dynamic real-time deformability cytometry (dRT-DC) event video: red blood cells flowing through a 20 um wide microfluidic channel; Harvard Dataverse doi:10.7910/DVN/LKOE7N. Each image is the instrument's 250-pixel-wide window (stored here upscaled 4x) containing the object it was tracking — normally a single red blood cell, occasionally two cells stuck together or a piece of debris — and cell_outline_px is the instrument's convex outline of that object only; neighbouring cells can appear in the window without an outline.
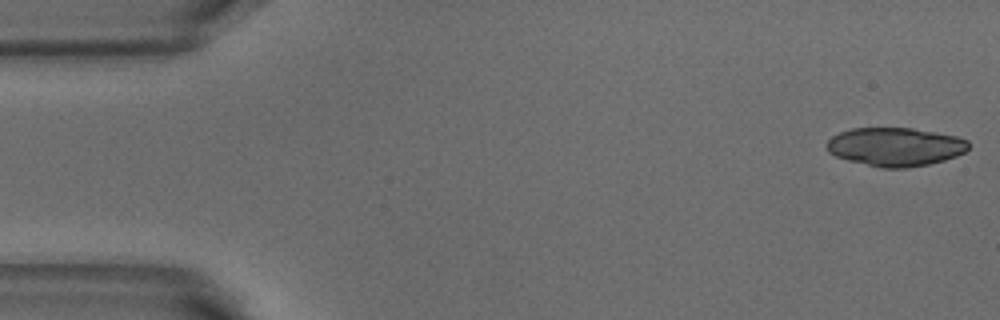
{"species": "common noctule bat (a hibernating species)", "species_latin": "Nyctalus noctula", "temperature_condition": "warm", "stored_images_in_passage": 35, "camera_frame_rate_fps": 3000, "um_per_image_px": 0.085, "animal": {"sex": "male", "body_mass_g": 18.8}, "frame": {"image": 1, "passage_image": 1, "time_ms": 0.0, "image_size_px": [1000, 320], "cell_outline_px": [[968, 148], [964, 152], [956, 156], [944, 160], [928, 164], [908, 168], [880, 168], [848, 160], [836, 156], [828, 152], [824, 144], [832, 136], [840, 132], [852, 128], [912, 128], [936, 132], [956, 136], [968, 140]], "centroid_in_image_um": [76.07, 12.48], "position_along_channel_um": 8.9, "area_um2": 31.96}}
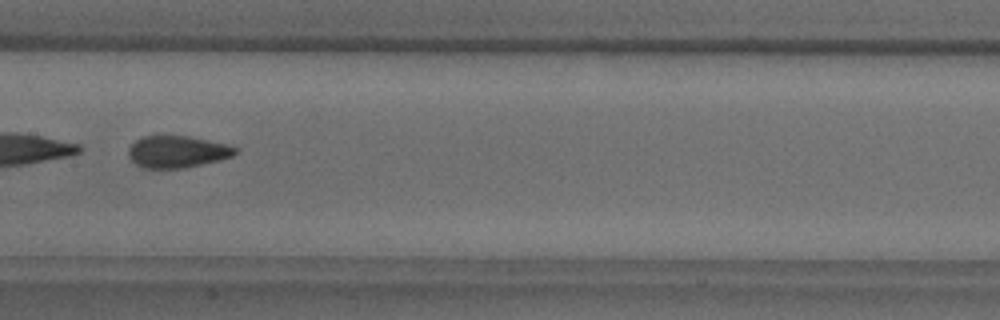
{"frame": {"image": 2, "passage_image": 25, "time_ms": 8.0, "image_size_px": [1000, 320], "cell_outline_px": [[240, 148], [232, 156], [220, 160], [184, 168], [144, 168], [136, 164], [128, 156], [128, 148], [140, 136], [188, 136], [224, 144]], "centroid_in_image_um": [15.04, 12.9], "position_along_channel_um": 192.4, "area_um2": 19.77}}